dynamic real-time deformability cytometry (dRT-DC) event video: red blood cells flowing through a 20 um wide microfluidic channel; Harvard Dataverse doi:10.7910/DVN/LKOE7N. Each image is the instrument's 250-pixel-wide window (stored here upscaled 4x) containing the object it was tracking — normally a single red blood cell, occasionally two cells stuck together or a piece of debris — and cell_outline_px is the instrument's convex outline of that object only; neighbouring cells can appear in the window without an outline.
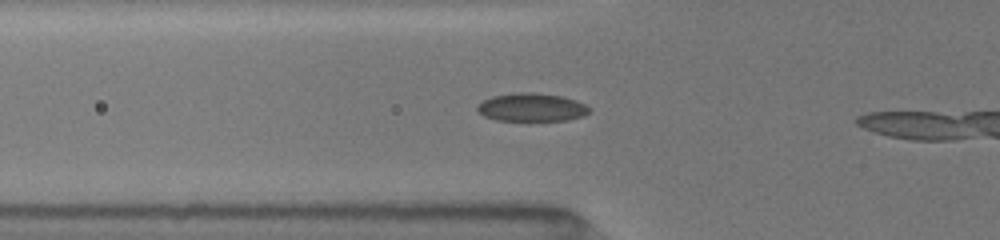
{"species": "common noctule bat (a hibernating species)", "species_latin": "Nyctalus noctula", "temperature_condition": "room temperature", "stored_images_in_passage": 18, "camera_frame_rate_fps": 3000, "um_per_image_px": 0.085, "animal": {"sex": "female", "body_mass_g": 19.5, "forearm_length_mm": 54.1}, "frame": {"image": 1, "passage_image": 3, "time_ms": 0.333, "image_size_px": [1000, 240], "cell_outline_px": [[592, 108], [584, 116], [564, 120], [496, 120], [484, 116], [476, 108], [484, 100], [492, 96], [512, 92], [536, 92], [560, 96], [576, 100]], "centroid_in_image_um": [45.2, 9.11], "position_along_channel_um": 80.6, "area_um2": 18.32}}
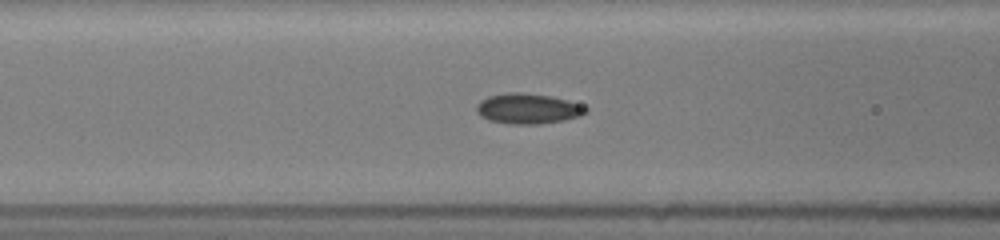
{"frame": {"image": 2, "passage_image": 9, "time_ms": 1.333, "image_size_px": [1000, 240], "cell_outline_px": [[588, 112], [580, 116], [564, 120], [540, 124], [508, 124], [488, 120], [480, 116], [476, 112], [476, 104], [480, 100], [488, 96], [508, 92], [524, 92], [552, 96], [568, 100], [580, 104], [588, 108]], "centroid_in_image_um": [44.86, 9.23], "position_along_channel_um": 121.7, "area_um2": 19.65}}
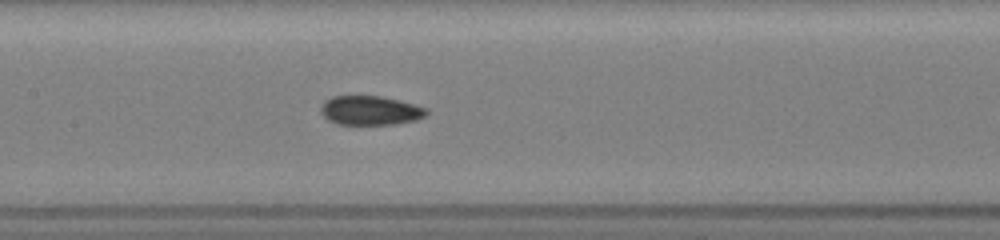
{"frame": {"image": 3, "passage_image": 16, "time_ms": 2.667, "image_size_px": [1000, 240], "cell_outline_px": [[428, 112], [424, 116], [416, 120], [396, 124], [336, 124], [328, 120], [320, 112], [320, 104], [324, 100], [332, 96], [380, 96], [400, 100], [416, 104], [428, 108]], "centroid_in_image_um": [31.46, 9.38], "position_along_channel_um": 175.9, "area_um2": 18.21}}